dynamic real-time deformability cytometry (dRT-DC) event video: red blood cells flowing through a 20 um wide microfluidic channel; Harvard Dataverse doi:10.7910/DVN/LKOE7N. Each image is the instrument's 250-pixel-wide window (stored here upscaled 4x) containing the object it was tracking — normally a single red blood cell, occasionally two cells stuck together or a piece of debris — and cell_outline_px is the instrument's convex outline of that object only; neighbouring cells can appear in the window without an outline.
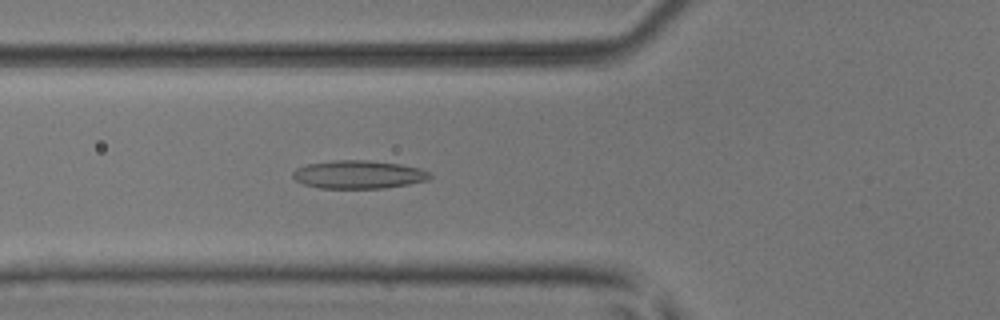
{"species": "common noctule bat (a hibernating species)", "species_latin": "Nyctalus noctula", "temperature_condition": "room temperature", "stored_images_in_passage": 35, "camera_frame_rate_fps": 3000, "um_per_image_px": 0.085, "animal": {"sex": "male", "body_mass_g": 17.9, "forearm_length_mm": 54.2}, "frame": {"image": 1, "passage_image": 8, "time_ms": 2.333, "image_size_px": [1000, 320], "cell_outline_px": [[432, 176], [428, 180], [408, 184], [384, 188], [320, 188], [304, 184], [296, 180], [292, 176], [292, 172], [296, 168], [308, 164], [332, 160], [368, 160], [400, 164], [420, 168], [428, 172]], "centroid_in_image_um": [30.47, 14.83], "position_along_channel_um": 95.3, "area_um2": 22.48}}
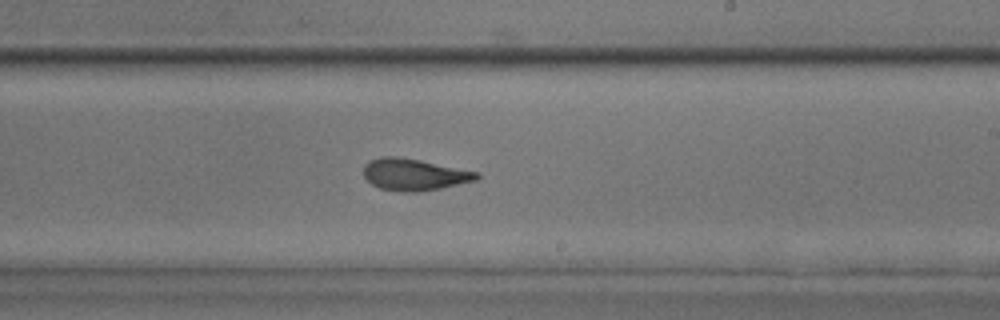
{"frame": {"image": 2, "passage_image": 20, "time_ms": 6.333, "image_size_px": [1000, 320], "cell_outline_px": [[480, 176], [476, 180], [440, 188], [416, 192], [404, 192], [380, 188], [372, 184], [364, 176], [364, 164], [368, 160], [380, 156], [396, 156], [420, 160], [480, 172]], "centroid_in_image_um": [35.19, 14.82], "position_along_channel_um": 253.8, "area_um2": 20.92}}
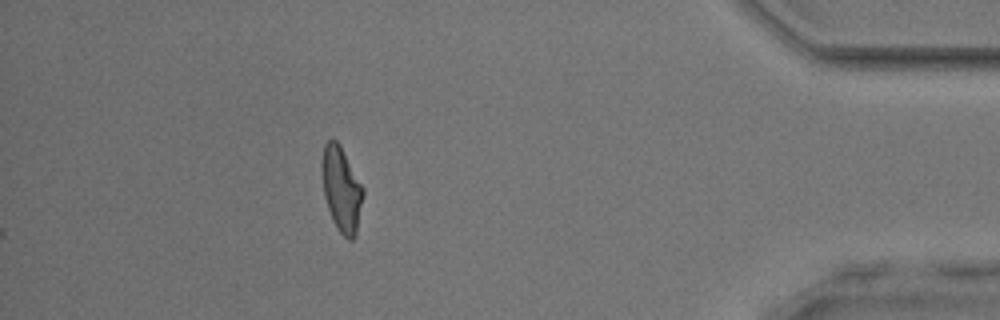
{"frame": {"image": 3, "passage_image": 35, "time_ms": 11.333, "image_size_px": [1000, 320], "cell_outline_px": [[364, 192], [356, 232], [352, 240], [348, 240], [336, 228], [332, 220], [324, 196], [320, 172], [320, 164], [324, 144], [328, 140], [336, 140], [340, 144], [364, 188]], "centroid_in_image_um": [28.99, 16.05], "position_along_channel_um": 406.2, "area_um2": 20.58}, "authors_computed_cell_mechanics": {"area_um2": 20.7502, "velocity_mm_per_s": 3.969, "shape_relaxation_time_tau1_ms": null, "shape_relaxation_time_tau2_ms": 1.9533, "deformation_change_tau1": null, "deformation_change_tau2": 0.1027}}